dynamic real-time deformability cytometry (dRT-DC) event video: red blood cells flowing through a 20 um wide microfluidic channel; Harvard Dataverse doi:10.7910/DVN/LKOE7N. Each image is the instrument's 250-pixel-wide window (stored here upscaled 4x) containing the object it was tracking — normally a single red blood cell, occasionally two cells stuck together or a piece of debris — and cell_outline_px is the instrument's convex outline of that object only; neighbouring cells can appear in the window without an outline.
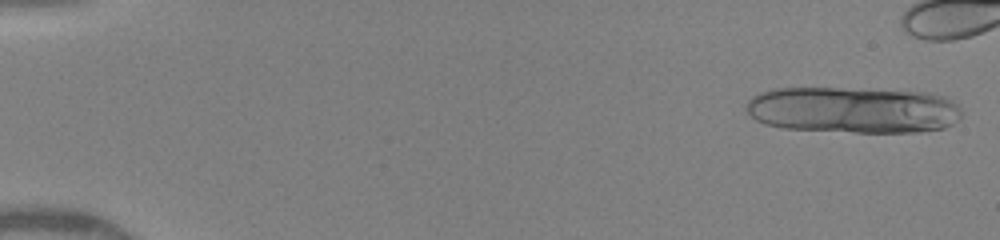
{"species": "human", "species_latin": "Homo sapiens", "temperature_condition": "warm", "stored_images_in_passage": 24, "segment_of_instrument_passage": [1, 2], "camera_frame_rate_fps": 3000, "um_per_image_px": 0.085, "donor": {"sex": "female"}, "frame": {"image": 1, "passage_image": 1, "time_ms": 0.0, "image_size_px": [1000, 240], "cell_outline_px": [[960, 120], [944, 128], [920, 132], [856, 132], [784, 128], [764, 124], [756, 120], [744, 108], [744, 104], [752, 96], [760, 92], [772, 88], [840, 88], [928, 92], [948, 96], [960, 108]], "centroid_in_image_um": [72.52, 9.34], "position_along_channel_um": 12.5, "area_um2": 58.78}}